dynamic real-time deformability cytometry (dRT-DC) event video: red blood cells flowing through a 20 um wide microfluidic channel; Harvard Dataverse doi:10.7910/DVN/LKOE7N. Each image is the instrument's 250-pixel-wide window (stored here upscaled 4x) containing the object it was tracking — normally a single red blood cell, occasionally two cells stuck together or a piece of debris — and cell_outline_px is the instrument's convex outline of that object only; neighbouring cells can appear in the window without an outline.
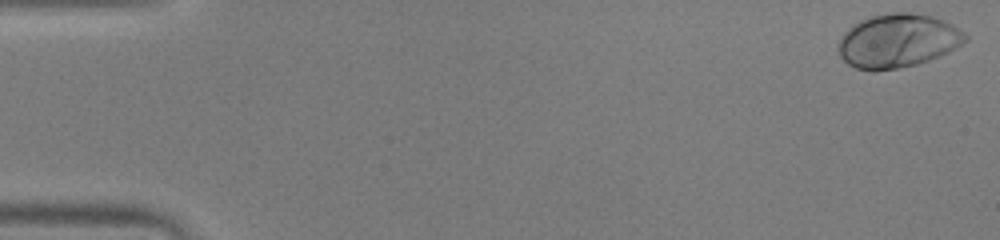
{"species": "human", "species_latin": "Homo sapiens", "temperature_condition": "warm", "stored_images_in_passage": 10, "camera_frame_rate_fps": 3000, "um_per_image_px": 0.085, "donor": {"sex": "male"}, "frame": {"image": 1, "passage_image": 1, "time_ms": 0.0, "image_size_px": [1000, 240], "cell_outline_px": [[968, 40], [956, 48], [940, 56], [916, 64], [900, 68], [876, 72], [872, 72], [856, 68], [848, 64], [840, 56], [840, 40], [844, 32], [852, 24], [860, 20], [872, 16], [892, 12], [912, 12], [932, 16], [944, 20], [952, 24], [964, 32], [968, 36]], "centroid_in_image_um": [76.33, 3.47], "position_along_channel_um": 8.7, "area_um2": 39.94}}